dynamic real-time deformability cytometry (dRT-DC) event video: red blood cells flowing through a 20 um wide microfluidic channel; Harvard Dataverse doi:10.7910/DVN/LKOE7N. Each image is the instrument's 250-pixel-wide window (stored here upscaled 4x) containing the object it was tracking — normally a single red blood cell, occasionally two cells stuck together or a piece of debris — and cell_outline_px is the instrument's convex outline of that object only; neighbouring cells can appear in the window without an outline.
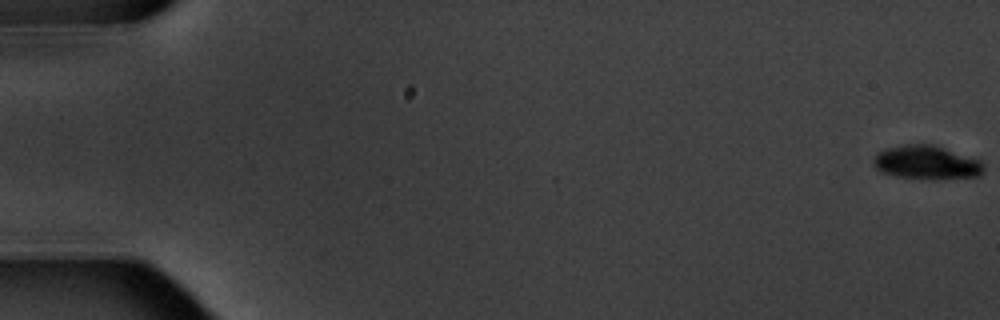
{"species": "common noctule bat (a hibernating species)", "species_latin": "Nyctalus noctula", "temperature_condition": "warm", "stored_images_in_passage": 7, "camera_frame_rate_fps": 3000, "um_per_image_px": 0.085, "animal": {"sex": "male", "body_mass_g": 20.1, "forearm_length_mm": 53.5}, "frame": {"image": 1, "passage_image": 1, "time_ms": 0.0, "image_size_px": [1000, 320], "cell_outline_px": [[984, 172], [980, 176], [936, 180], [932, 180], [896, 176], [884, 172], [876, 168], [872, 164], [872, 160], [884, 148], [904, 144], [932, 144], [976, 156], [984, 164]], "centroid_in_image_um": [78.84, 13.81], "position_along_channel_um": 6.2, "area_um2": 22.31}}
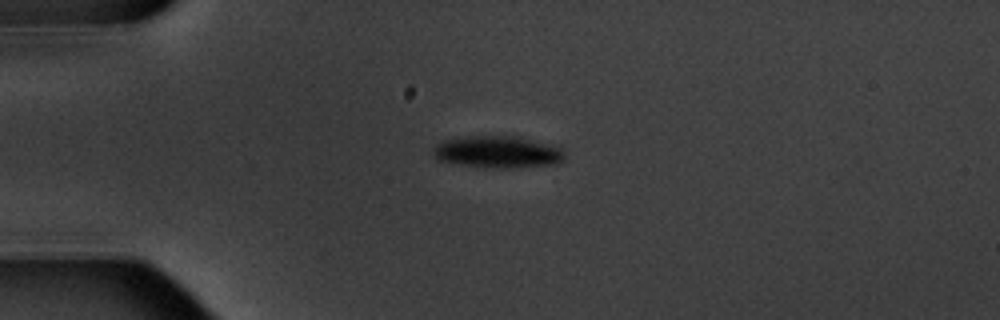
{"frame": {"image": 2, "passage_image": 5, "time_ms": 5.0, "image_size_px": [1000, 320], "cell_outline_px": [[564, 156], [556, 164], [512, 168], [496, 168], [460, 164], [440, 160], [436, 156], [432, 148], [436, 144], [444, 140], [468, 136], [520, 136], [560, 144], [564, 152]], "centroid_in_image_um": [42.41, 12.89], "position_along_channel_um": 42.6, "area_um2": 24.8}}
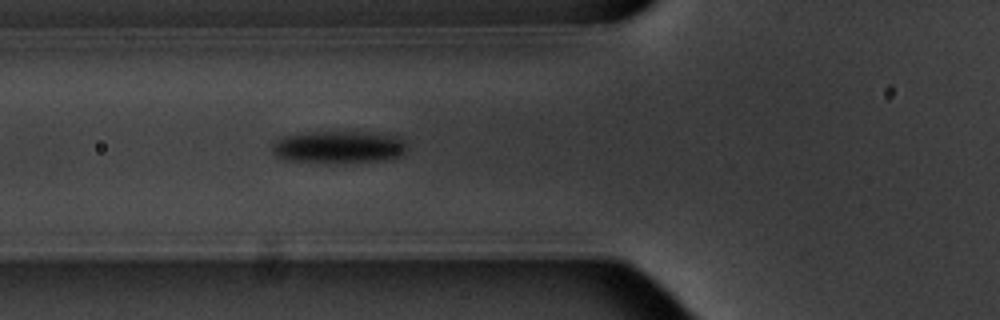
{"frame": {"image": 3, "passage_image": 7, "time_ms": 7.333, "image_size_px": [1000, 320], "cell_outline_px": [[408, 148], [400, 156], [380, 160], [284, 160], [276, 156], [272, 152], [272, 144], [276, 140], [284, 136], [308, 132], [364, 132], [396, 136], [404, 140]], "centroid_in_image_um": [28.78, 12.45], "position_along_channel_um": 97.0, "area_um2": 24.33}}